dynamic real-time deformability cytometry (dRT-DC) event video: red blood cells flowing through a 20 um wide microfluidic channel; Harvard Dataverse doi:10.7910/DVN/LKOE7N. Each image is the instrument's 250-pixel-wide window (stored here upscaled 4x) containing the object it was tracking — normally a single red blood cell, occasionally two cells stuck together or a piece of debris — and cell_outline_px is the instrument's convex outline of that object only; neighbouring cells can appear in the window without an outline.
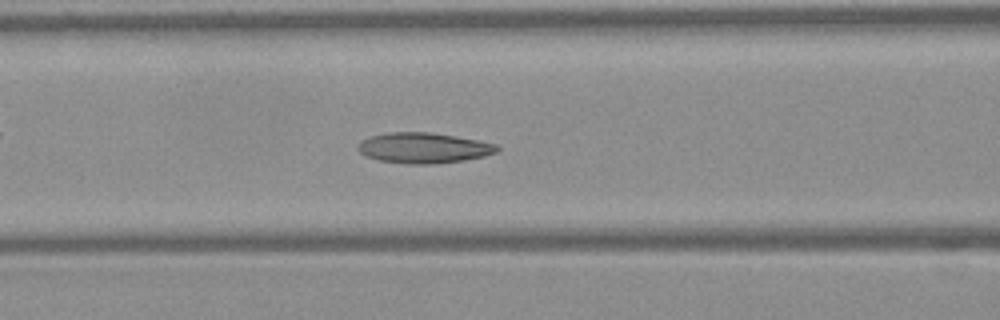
{"species": "Egyptian fruit bat (a non-hibernating species)", "species_latin": "Rousettus aegyptiacus", "temperature_condition": "warm", "stored_images_in_passage": 48, "camera_frame_rate_fps": 3000, "um_per_image_px": 0.085, "frame": {"image": 1, "passage_image": 19, "time_ms": 6.0, "image_size_px": [1000, 320], "cell_outline_px": [[500, 148], [496, 152], [484, 156], [464, 160], [432, 164], [404, 164], [380, 160], [364, 156], [356, 148], [360, 140], [368, 136], [388, 132], [428, 132], [456, 136], [496, 144]], "centroid_in_image_um": [35.95, 12.57], "position_along_channel_um": 130.7, "area_um2": 24.85}}
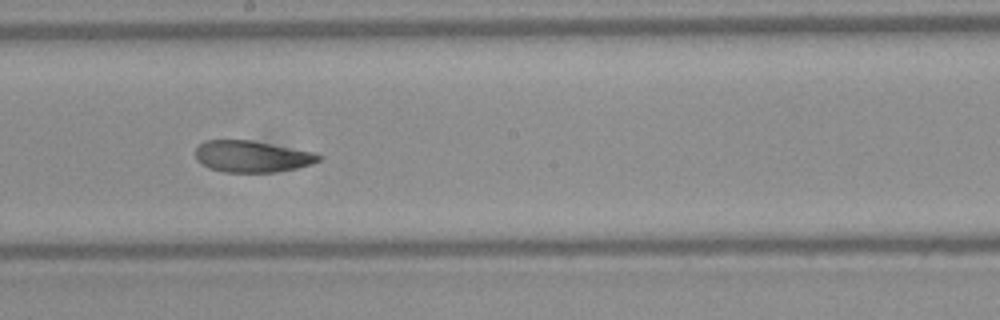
{"frame": {"image": 2, "passage_image": 26, "time_ms": 8.333, "image_size_px": [1000, 320], "cell_outline_px": [[324, 156], [320, 160], [312, 164], [296, 168], [276, 172], [224, 172], [208, 168], [200, 164], [196, 160], [196, 148], [204, 140], [252, 140], [316, 152]], "centroid_in_image_um": [21.43, 13.3], "position_along_channel_um": 226.8, "area_um2": 22.95}}
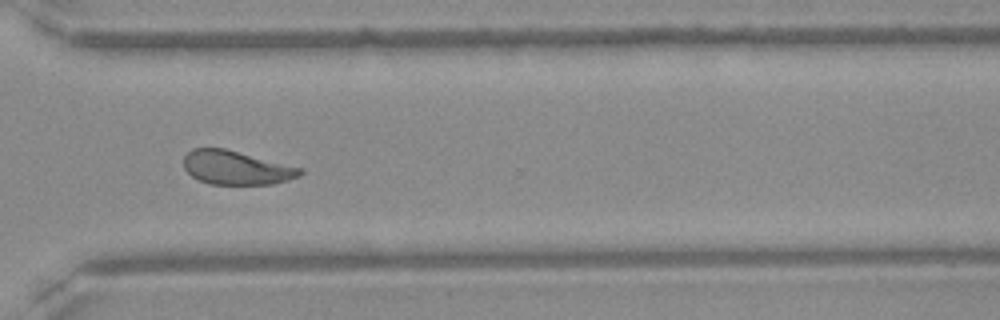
{"frame": {"image": 3, "passage_image": 35, "time_ms": 11.333, "image_size_px": [1000, 320], "cell_outline_px": [[304, 172], [300, 176], [288, 180], [272, 184], [208, 184], [192, 176], [184, 168], [184, 156], [192, 148], [224, 148], [304, 168]], "centroid_in_image_um": [20.11, 14.25], "position_along_channel_um": 350.5, "area_um2": 23.0}, "authors_computed_cell_mechanics": {"area_um2": 24.4494, "velocity_mm_per_s": 4.1223, "shape_relaxation_time_tau1_ms": 9.7071, "shape_relaxation_time_tau2_ms": 2.4966, "deformation_change_tau1": 0.2295, "deformation_change_tau2": 0.0981}}